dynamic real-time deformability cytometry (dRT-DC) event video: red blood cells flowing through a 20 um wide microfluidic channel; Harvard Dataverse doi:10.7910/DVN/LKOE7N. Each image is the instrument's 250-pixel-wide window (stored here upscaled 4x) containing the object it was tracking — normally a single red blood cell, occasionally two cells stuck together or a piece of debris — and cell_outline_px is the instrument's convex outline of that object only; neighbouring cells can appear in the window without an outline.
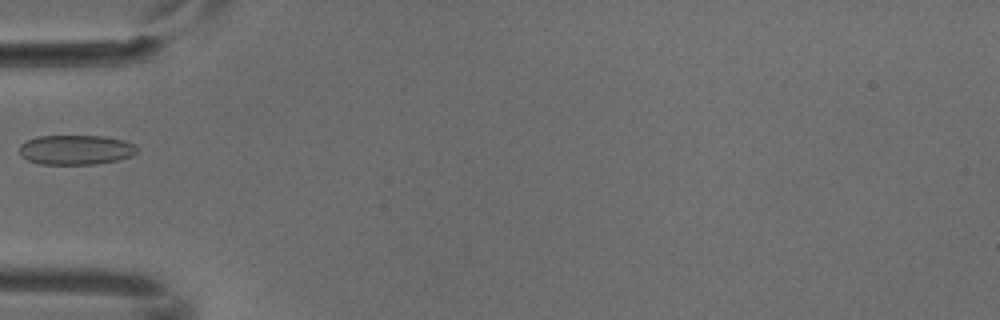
{"species": "common noctule bat (a hibernating species)", "species_latin": "Nyctalus noctula", "temperature_condition": "cold", "stored_images_in_passage": 2, "camera_frame_rate_fps": 3000, "um_per_image_px": 0.085, "animal": {"sex": "male", "body_mass_g": 18.8}, "frame": {"image": 1, "passage_image": 2, "time_ms": 0.333, "image_size_px": [1000, 320], "cell_outline_px": [[136, 152], [132, 156], [116, 160], [96, 164], [40, 164], [28, 160], [20, 156], [20, 144], [36, 136], [104, 136], [124, 140], [132, 144], [136, 148]], "centroid_in_image_um": [6.41, 12.73], "position_along_channel_um": 78.6, "area_um2": 20.29}}